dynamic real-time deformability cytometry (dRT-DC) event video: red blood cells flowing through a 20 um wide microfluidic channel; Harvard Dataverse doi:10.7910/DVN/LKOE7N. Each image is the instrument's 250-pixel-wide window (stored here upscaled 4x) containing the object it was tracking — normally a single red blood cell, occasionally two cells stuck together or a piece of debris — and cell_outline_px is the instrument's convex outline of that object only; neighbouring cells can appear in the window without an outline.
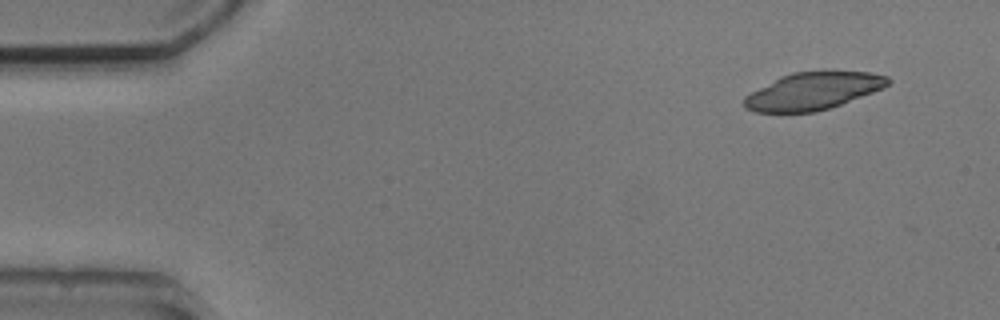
{"species": "common noctule bat (a hibernating species)", "species_latin": "Nyctalus noctula", "temperature_condition": "cold", "stored_images_in_passage": 2, "camera_frame_rate_fps": 3000, "um_per_image_px": 0.085, "animal": {"sex": "male", "body_mass_g": 20.5, "forearm_length_mm": 52.5}, "frame": {"image": 1, "passage_image": 1, "time_ms": 0.0, "image_size_px": [1000, 320], "cell_outline_px": [[892, 80], [884, 88], [840, 104], [816, 112], [756, 112], [744, 108], [744, 96], [780, 76], [792, 72], [832, 68], [872, 72], [888, 76]], "centroid_in_image_um": [69.16, 7.68], "position_along_channel_um": 15.8, "area_um2": 32.14}}